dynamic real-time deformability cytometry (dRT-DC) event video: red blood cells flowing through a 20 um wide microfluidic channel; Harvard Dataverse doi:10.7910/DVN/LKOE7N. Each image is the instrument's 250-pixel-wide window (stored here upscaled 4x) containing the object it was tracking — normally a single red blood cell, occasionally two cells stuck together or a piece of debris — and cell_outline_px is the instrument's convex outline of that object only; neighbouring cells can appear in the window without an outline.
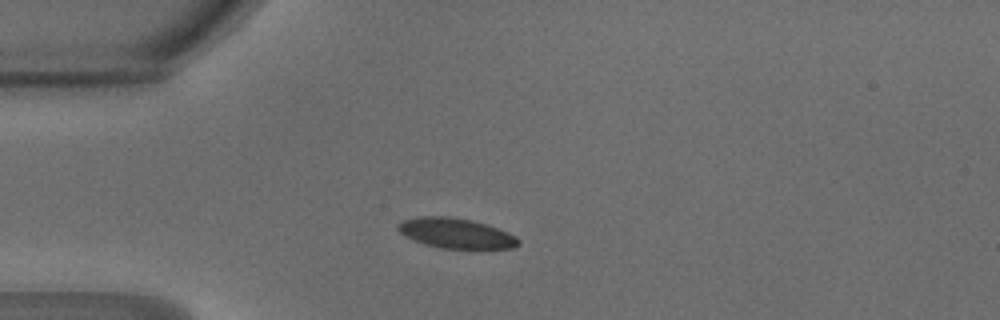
{"species": "common noctule bat (a hibernating species)", "species_latin": "Nyctalus noctula", "temperature_condition": "warm", "stored_images_in_passage": 36, "camera_frame_rate_fps": 3000, "um_per_image_px": 0.085, "animal": {"sex": "male", "body_mass_g": 18.8}, "frame": {"image": 1, "passage_image": 1, "time_ms": 0.0, "image_size_px": [1000, 320], "cell_outline_px": [[520, 244], [512, 248], [440, 248], [416, 240], [400, 232], [396, 228], [396, 224], [404, 220], [424, 216], [448, 216], [472, 220], [488, 224], [508, 232], [516, 236], [520, 240]], "centroid_in_image_um": [38.8, 19.81], "position_along_channel_um": 46.2, "area_um2": 20.87}}
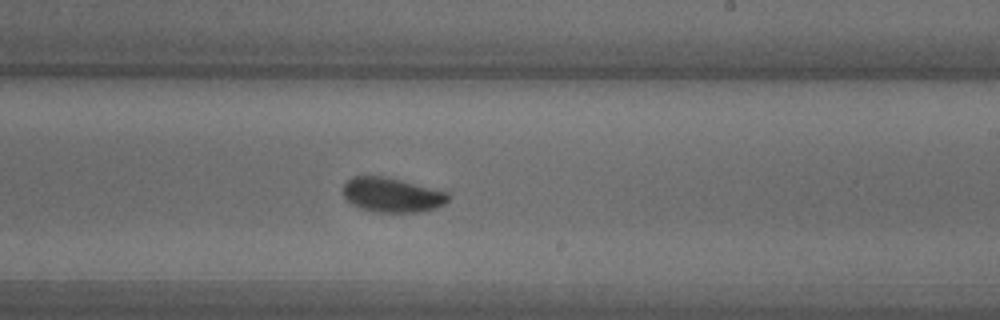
{"frame": {"image": 2, "passage_image": 17, "time_ms": 5.333, "image_size_px": [1000, 320], "cell_outline_px": [[448, 200], [444, 204], [436, 208], [420, 212], [376, 212], [360, 208], [352, 204], [344, 196], [344, 184], [352, 176], [384, 176], [448, 188]], "centroid_in_image_um": [33.44, 16.54], "position_along_channel_um": 255.6, "area_um2": 21.91}}
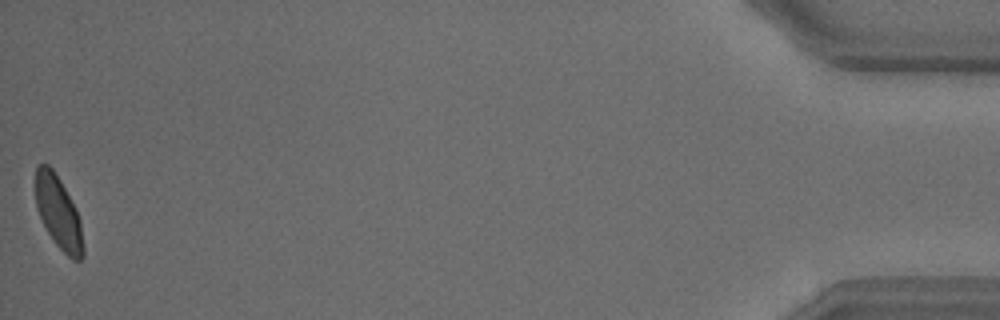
{"frame": {"image": 3, "passage_image": 36, "time_ms": 11.667, "image_size_px": [1000, 320], "cell_outline_px": [[84, 256], [80, 260], [72, 260], [56, 244], [48, 232], [40, 216], [36, 204], [36, 164], [48, 164], [52, 168], [60, 180], [76, 208], [80, 220], [84, 248]], "centroid_in_image_um": [4.99, 18.07], "position_along_channel_um": 430.2, "area_um2": 19.94}, "authors_computed_cell_mechanics": {"area_um2": 21.386, "velocity_mm_per_s": 4.2463, "shape_relaxation_time_tau1_ms": 3.3551, "shape_relaxation_time_tau2_ms": 0.6882, "deformation_change_tau1": 0.1132, "deformation_change_tau2": 0.0412}}